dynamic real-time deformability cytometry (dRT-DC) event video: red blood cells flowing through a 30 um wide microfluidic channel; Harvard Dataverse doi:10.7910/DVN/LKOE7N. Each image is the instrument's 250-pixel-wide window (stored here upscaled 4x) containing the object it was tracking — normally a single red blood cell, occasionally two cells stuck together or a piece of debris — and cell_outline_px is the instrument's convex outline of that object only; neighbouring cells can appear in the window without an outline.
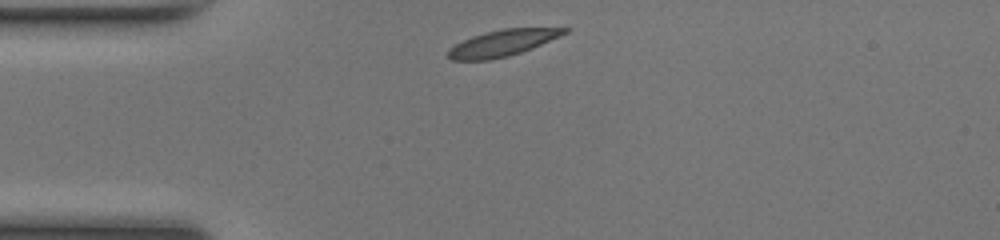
{"species": "common noctule bat (a hibernating species)", "species_latin": "Nyctalus noctula", "temperature_condition": "room temperature", "stored_images_in_passage": 31, "camera_frame_rate_fps": 3000, "um_per_image_px": 0.085, "animal": {"sex": "female", "body_mass_g": 17.0, "forearm_length_mm": 48.0}, "frame": {"image": 1, "passage_image": 1, "time_ms": 0.0, "image_size_px": [1000, 240], "cell_outline_px": [[572, 28], [568, 32], [560, 36], [532, 48], [508, 56], [488, 60], [452, 60], [448, 56], [448, 48], [472, 36], [484, 32], [504, 28]], "centroid_in_image_um": [42.71, 3.65], "position_along_channel_um": 42.3, "area_um2": 17.69}}
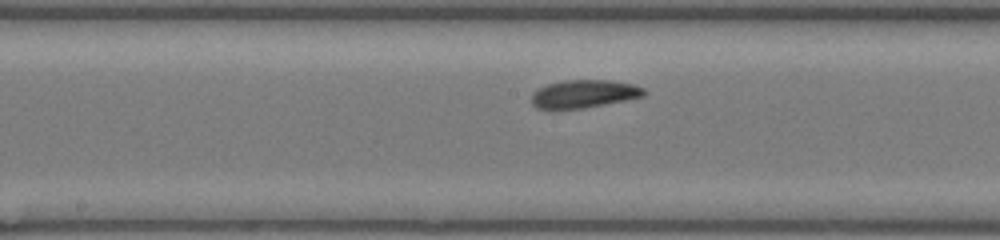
{"frame": {"image": 2, "passage_image": 14, "time_ms": 4.333, "image_size_px": [1000, 240], "cell_outline_px": [[648, 92], [644, 96], [584, 108], [556, 112], [548, 112], [536, 108], [532, 104], [532, 92], [548, 84], [564, 80], [608, 80], [632, 84], [644, 88]], "centroid_in_image_um": [49.56, 8.02], "position_along_channel_um": 198.6, "area_um2": 18.9}}
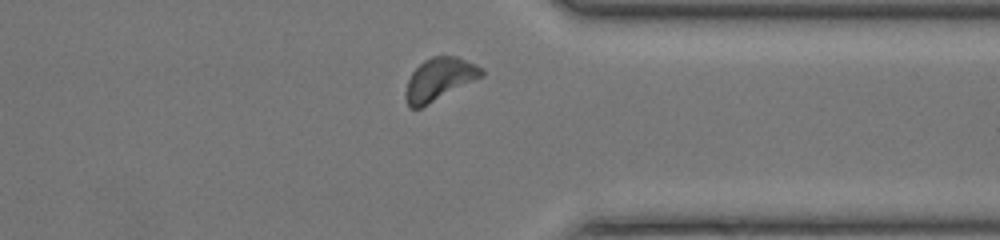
{"frame": {"image": 3, "passage_image": 27, "time_ms": 8.667, "image_size_px": [1000, 240], "cell_outline_px": [[484, 76], [420, 108], [408, 108], [404, 96], [404, 92], [408, 80], [412, 72], [424, 60], [432, 56], [456, 56], [476, 64], [484, 72]], "centroid_in_image_um": [37.32, 6.74], "position_along_channel_um": 374.1, "area_um2": 18.79}, "authors_computed_cell_mechanics": {"area_um2": 18.3226, "velocity_mm_per_s": 4.1612, "shape_relaxation_time_tau1_ms": 3.3969, "shape_relaxation_time_tau2_ms": 8.1835, "deformation_change_tau1": 0.1131, "deformation_change_tau2": 0.175}}